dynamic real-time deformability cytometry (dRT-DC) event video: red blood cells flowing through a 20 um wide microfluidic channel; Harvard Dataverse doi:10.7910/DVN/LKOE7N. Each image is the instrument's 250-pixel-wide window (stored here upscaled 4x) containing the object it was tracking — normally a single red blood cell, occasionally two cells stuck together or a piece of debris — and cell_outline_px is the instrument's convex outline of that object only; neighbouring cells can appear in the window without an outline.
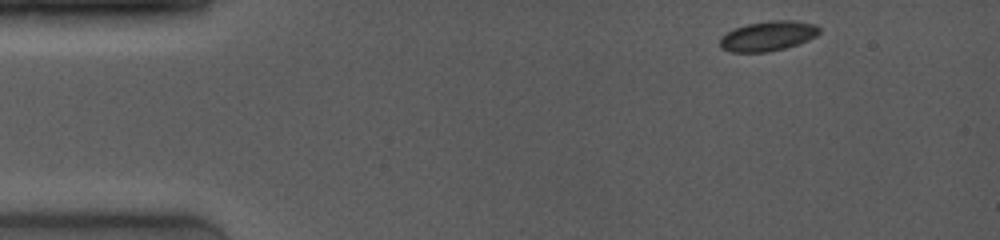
{"species": "common noctule bat (a hibernating species)", "species_latin": "Nyctalus noctula", "temperature_condition": "room temperature", "stored_images_in_passage": 12, "camera_frame_rate_fps": 4000, "um_per_image_px": 0.085, "animal": {"sex": "female", "body_mass_g": 19.0, "forearm_length_mm": 53.3}, "frame": {"image": 1, "passage_image": 1, "time_ms": 0.0, "image_size_px": [1000, 240], "cell_outline_px": [[820, 32], [816, 36], [808, 40], [784, 48], [768, 52], [732, 52], [720, 48], [720, 36], [732, 28], [748, 24], [768, 20], [792, 20], [816, 24], [820, 28]], "centroid_in_image_um": [65.25, 3.05], "position_along_channel_um": 19.8, "area_um2": 17.46}}
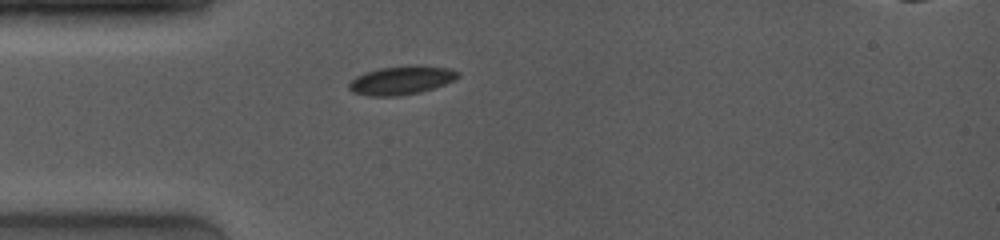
{"frame": {"image": 2, "passage_image": 6, "time_ms": 2.75, "image_size_px": [1000, 240], "cell_outline_px": [[460, 76], [456, 80], [420, 92], [400, 96], [368, 96], [352, 92], [348, 88], [348, 84], [356, 76], [364, 72], [380, 68], [408, 64], [420, 64], [452, 68], [460, 72]], "centroid_in_image_um": [34.15, 6.8], "position_along_channel_um": 50.8, "area_um2": 18.67}}